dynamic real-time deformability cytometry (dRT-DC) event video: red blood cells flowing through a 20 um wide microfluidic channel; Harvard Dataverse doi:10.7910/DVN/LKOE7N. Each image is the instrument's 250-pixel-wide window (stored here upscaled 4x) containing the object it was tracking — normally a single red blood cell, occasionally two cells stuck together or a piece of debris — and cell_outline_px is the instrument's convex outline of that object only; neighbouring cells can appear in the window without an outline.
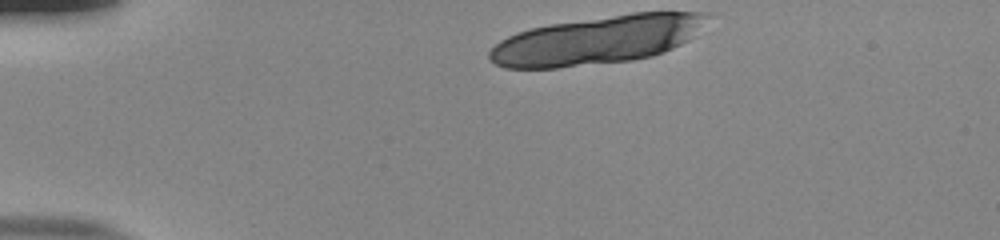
{"species": "human", "species_latin": "Homo sapiens", "temperature_condition": "room temperature", "stored_images_in_passage": 11, "camera_frame_rate_fps": 3000, "um_per_image_px": 0.085, "donor": {"sex": "male"}, "frame": {"image": 1, "passage_image": 1, "time_ms": 0.0, "image_size_px": [1000, 240], "cell_outline_px": [[716, 12], [688, 40], [664, 52], [652, 56], [632, 60], [556, 68], [504, 68], [488, 60], [488, 52], [500, 40], [516, 32], [548, 24], [632, 12]], "centroid_in_image_um": [50.76, 3.39], "position_along_channel_um": 34.2, "area_um2": 61.56}}